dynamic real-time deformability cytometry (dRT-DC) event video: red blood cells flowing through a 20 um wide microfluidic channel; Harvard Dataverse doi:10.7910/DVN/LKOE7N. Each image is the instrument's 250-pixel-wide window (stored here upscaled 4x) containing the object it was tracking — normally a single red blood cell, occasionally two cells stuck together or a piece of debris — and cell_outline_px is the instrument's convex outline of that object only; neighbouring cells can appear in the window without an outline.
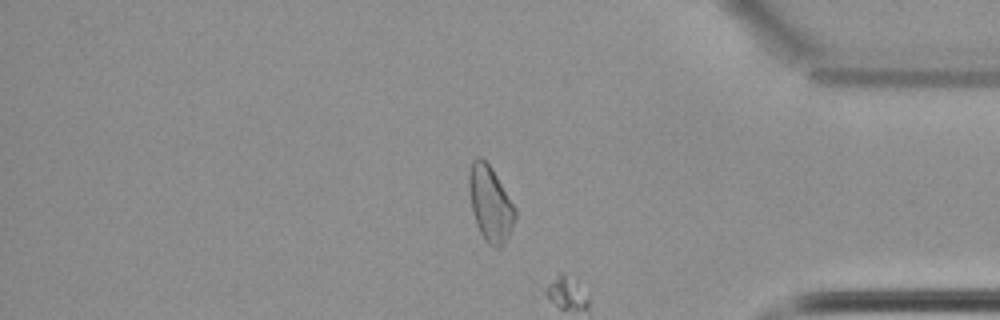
{"species": "common noctule bat (a hibernating species)", "species_latin": "Nyctalus noctula", "temperature_condition": "cold", "stored_images_in_passage": 56, "camera_frame_rate_fps": 3000, "um_per_image_px": 0.085, "animal": {"sex": "female", "body_mass_g": 22.7, "forearm_length_mm": 54.2}, "frame": {"image": 1, "passage_image": 47, "time_ms": 15.333, "image_size_px": [1000, 320], "cell_outline_px": [[516, 216], [508, 236], [504, 244], [500, 248], [496, 248], [488, 244], [484, 240], [476, 224], [472, 212], [468, 188], [468, 172], [472, 160], [476, 156], [480, 156], [492, 168], [516, 208]], "centroid_in_image_um": [41.65, 17.3], "position_along_channel_um": 393.6, "area_um2": 20.46}}